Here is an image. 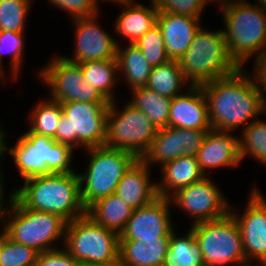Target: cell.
<instances>
[{
	"instance_id": "33",
	"label": "cell",
	"mask_w": 266,
	"mask_h": 266,
	"mask_svg": "<svg viewBox=\"0 0 266 266\" xmlns=\"http://www.w3.org/2000/svg\"><path fill=\"white\" fill-rule=\"evenodd\" d=\"M261 119L250 122L238 133L239 150L242 161L252 157L261 166H266V121Z\"/></svg>"
},
{
	"instance_id": "20",
	"label": "cell",
	"mask_w": 266,
	"mask_h": 266,
	"mask_svg": "<svg viewBox=\"0 0 266 266\" xmlns=\"http://www.w3.org/2000/svg\"><path fill=\"white\" fill-rule=\"evenodd\" d=\"M137 1L122 0L115 4L121 8V11L115 17L112 28L114 36H117L115 38L117 45L122 42V39H117L118 37L123 38L126 41L125 44H134L156 24L158 12L152 0H148L150 1L148 5Z\"/></svg>"
},
{
	"instance_id": "32",
	"label": "cell",
	"mask_w": 266,
	"mask_h": 266,
	"mask_svg": "<svg viewBox=\"0 0 266 266\" xmlns=\"http://www.w3.org/2000/svg\"><path fill=\"white\" fill-rule=\"evenodd\" d=\"M187 229L185 234H178L176 229L171 233L164 266H205L193 231Z\"/></svg>"
},
{
	"instance_id": "43",
	"label": "cell",
	"mask_w": 266,
	"mask_h": 266,
	"mask_svg": "<svg viewBox=\"0 0 266 266\" xmlns=\"http://www.w3.org/2000/svg\"><path fill=\"white\" fill-rule=\"evenodd\" d=\"M248 1L249 0H209L210 5L215 2L213 5L216 4L218 6L216 8H221L226 5L233 4V3H241V2H248Z\"/></svg>"
},
{
	"instance_id": "19",
	"label": "cell",
	"mask_w": 266,
	"mask_h": 266,
	"mask_svg": "<svg viewBox=\"0 0 266 266\" xmlns=\"http://www.w3.org/2000/svg\"><path fill=\"white\" fill-rule=\"evenodd\" d=\"M168 126L210 130L208 103L200 85H191L171 99Z\"/></svg>"
},
{
	"instance_id": "4",
	"label": "cell",
	"mask_w": 266,
	"mask_h": 266,
	"mask_svg": "<svg viewBox=\"0 0 266 266\" xmlns=\"http://www.w3.org/2000/svg\"><path fill=\"white\" fill-rule=\"evenodd\" d=\"M251 2L218 8L229 54L240 68L266 53V12Z\"/></svg>"
},
{
	"instance_id": "37",
	"label": "cell",
	"mask_w": 266,
	"mask_h": 266,
	"mask_svg": "<svg viewBox=\"0 0 266 266\" xmlns=\"http://www.w3.org/2000/svg\"><path fill=\"white\" fill-rule=\"evenodd\" d=\"M157 12H171L191 17H204L209 0H152ZM208 5V6H207Z\"/></svg>"
},
{
	"instance_id": "36",
	"label": "cell",
	"mask_w": 266,
	"mask_h": 266,
	"mask_svg": "<svg viewBox=\"0 0 266 266\" xmlns=\"http://www.w3.org/2000/svg\"><path fill=\"white\" fill-rule=\"evenodd\" d=\"M35 249L5 238L0 250V266H27L36 264Z\"/></svg>"
},
{
	"instance_id": "46",
	"label": "cell",
	"mask_w": 266,
	"mask_h": 266,
	"mask_svg": "<svg viewBox=\"0 0 266 266\" xmlns=\"http://www.w3.org/2000/svg\"><path fill=\"white\" fill-rule=\"evenodd\" d=\"M253 2L266 12V0H253Z\"/></svg>"
},
{
	"instance_id": "30",
	"label": "cell",
	"mask_w": 266,
	"mask_h": 266,
	"mask_svg": "<svg viewBox=\"0 0 266 266\" xmlns=\"http://www.w3.org/2000/svg\"><path fill=\"white\" fill-rule=\"evenodd\" d=\"M126 100L134 108L141 110L157 128L168 127L171 99L159 95L151 89L139 87L130 90Z\"/></svg>"
},
{
	"instance_id": "16",
	"label": "cell",
	"mask_w": 266,
	"mask_h": 266,
	"mask_svg": "<svg viewBox=\"0 0 266 266\" xmlns=\"http://www.w3.org/2000/svg\"><path fill=\"white\" fill-rule=\"evenodd\" d=\"M101 13L89 18H75L72 22L74 33V51L72 56L61 54L73 63L116 59L117 43L114 34L107 32L99 19Z\"/></svg>"
},
{
	"instance_id": "15",
	"label": "cell",
	"mask_w": 266,
	"mask_h": 266,
	"mask_svg": "<svg viewBox=\"0 0 266 266\" xmlns=\"http://www.w3.org/2000/svg\"><path fill=\"white\" fill-rule=\"evenodd\" d=\"M251 186L244 211L231 204L230 213L240 227L246 260L266 261V197L258 185Z\"/></svg>"
},
{
	"instance_id": "45",
	"label": "cell",
	"mask_w": 266,
	"mask_h": 266,
	"mask_svg": "<svg viewBox=\"0 0 266 266\" xmlns=\"http://www.w3.org/2000/svg\"><path fill=\"white\" fill-rule=\"evenodd\" d=\"M6 237H7V232H6L5 226L0 221V250Z\"/></svg>"
},
{
	"instance_id": "9",
	"label": "cell",
	"mask_w": 266,
	"mask_h": 266,
	"mask_svg": "<svg viewBox=\"0 0 266 266\" xmlns=\"http://www.w3.org/2000/svg\"><path fill=\"white\" fill-rule=\"evenodd\" d=\"M119 234L88 215L67 222L63 248L83 266L109 264L119 259Z\"/></svg>"
},
{
	"instance_id": "22",
	"label": "cell",
	"mask_w": 266,
	"mask_h": 266,
	"mask_svg": "<svg viewBox=\"0 0 266 266\" xmlns=\"http://www.w3.org/2000/svg\"><path fill=\"white\" fill-rule=\"evenodd\" d=\"M152 168L138 159L119 181L115 194L133 210L154 201L158 195Z\"/></svg>"
},
{
	"instance_id": "21",
	"label": "cell",
	"mask_w": 266,
	"mask_h": 266,
	"mask_svg": "<svg viewBox=\"0 0 266 266\" xmlns=\"http://www.w3.org/2000/svg\"><path fill=\"white\" fill-rule=\"evenodd\" d=\"M202 21L203 17L158 12L156 23L162 30L166 53L170 60L182 58L198 30L204 26Z\"/></svg>"
},
{
	"instance_id": "27",
	"label": "cell",
	"mask_w": 266,
	"mask_h": 266,
	"mask_svg": "<svg viewBox=\"0 0 266 266\" xmlns=\"http://www.w3.org/2000/svg\"><path fill=\"white\" fill-rule=\"evenodd\" d=\"M87 80L109 103L116 101V85H119L117 59L78 63ZM116 87V88H115Z\"/></svg>"
},
{
	"instance_id": "40",
	"label": "cell",
	"mask_w": 266,
	"mask_h": 266,
	"mask_svg": "<svg viewBox=\"0 0 266 266\" xmlns=\"http://www.w3.org/2000/svg\"><path fill=\"white\" fill-rule=\"evenodd\" d=\"M251 71L255 76L266 103V53L252 63Z\"/></svg>"
},
{
	"instance_id": "42",
	"label": "cell",
	"mask_w": 266,
	"mask_h": 266,
	"mask_svg": "<svg viewBox=\"0 0 266 266\" xmlns=\"http://www.w3.org/2000/svg\"><path fill=\"white\" fill-rule=\"evenodd\" d=\"M7 128L5 129V127L3 125H1L0 122V158L5 160V156L7 157V155H9V141L7 142V139L9 135H7Z\"/></svg>"
},
{
	"instance_id": "18",
	"label": "cell",
	"mask_w": 266,
	"mask_h": 266,
	"mask_svg": "<svg viewBox=\"0 0 266 266\" xmlns=\"http://www.w3.org/2000/svg\"><path fill=\"white\" fill-rule=\"evenodd\" d=\"M197 161L205 176L212 170L238 169L242 159L239 150V136L234 132L210 129L197 153ZM216 170V171H215Z\"/></svg>"
},
{
	"instance_id": "2",
	"label": "cell",
	"mask_w": 266,
	"mask_h": 266,
	"mask_svg": "<svg viewBox=\"0 0 266 266\" xmlns=\"http://www.w3.org/2000/svg\"><path fill=\"white\" fill-rule=\"evenodd\" d=\"M21 184L12 190L25 208L57 214L67 222L86 214L80 197L78 171L33 177Z\"/></svg>"
},
{
	"instance_id": "31",
	"label": "cell",
	"mask_w": 266,
	"mask_h": 266,
	"mask_svg": "<svg viewBox=\"0 0 266 266\" xmlns=\"http://www.w3.org/2000/svg\"><path fill=\"white\" fill-rule=\"evenodd\" d=\"M48 97V98H47ZM46 98H39L32 110L27 114L28 129L35 134L50 137L56 141V129L58 122L63 115L62 105L59 101Z\"/></svg>"
},
{
	"instance_id": "28",
	"label": "cell",
	"mask_w": 266,
	"mask_h": 266,
	"mask_svg": "<svg viewBox=\"0 0 266 266\" xmlns=\"http://www.w3.org/2000/svg\"><path fill=\"white\" fill-rule=\"evenodd\" d=\"M26 32L0 31V85L9 83H16L23 68V61H25L26 51ZM9 56V73L6 72L3 62L4 55ZM25 54V55H24ZM24 58V60H23ZM8 75V77H7ZM7 81V82H6Z\"/></svg>"
},
{
	"instance_id": "29",
	"label": "cell",
	"mask_w": 266,
	"mask_h": 266,
	"mask_svg": "<svg viewBox=\"0 0 266 266\" xmlns=\"http://www.w3.org/2000/svg\"><path fill=\"white\" fill-rule=\"evenodd\" d=\"M191 84L185 79L179 60H169L166 63L152 67L146 87L161 96L172 99L180 95Z\"/></svg>"
},
{
	"instance_id": "8",
	"label": "cell",
	"mask_w": 266,
	"mask_h": 266,
	"mask_svg": "<svg viewBox=\"0 0 266 266\" xmlns=\"http://www.w3.org/2000/svg\"><path fill=\"white\" fill-rule=\"evenodd\" d=\"M63 115L56 129V142L80 148L104 146L109 103H61Z\"/></svg>"
},
{
	"instance_id": "13",
	"label": "cell",
	"mask_w": 266,
	"mask_h": 266,
	"mask_svg": "<svg viewBox=\"0 0 266 266\" xmlns=\"http://www.w3.org/2000/svg\"><path fill=\"white\" fill-rule=\"evenodd\" d=\"M211 176L176 190L168 198L174 209L183 211L190 225L216 220L230 213L231 203Z\"/></svg>"
},
{
	"instance_id": "11",
	"label": "cell",
	"mask_w": 266,
	"mask_h": 266,
	"mask_svg": "<svg viewBox=\"0 0 266 266\" xmlns=\"http://www.w3.org/2000/svg\"><path fill=\"white\" fill-rule=\"evenodd\" d=\"M124 104L120 107L118 100L109 103L104 146L129 151L140 159L158 128L141 110L128 102Z\"/></svg>"
},
{
	"instance_id": "24",
	"label": "cell",
	"mask_w": 266,
	"mask_h": 266,
	"mask_svg": "<svg viewBox=\"0 0 266 266\" xmlns=\"http://www.w3.org/2000/svg\"><path fill=\"white\" fill-rule=\"evenodd\" d=\"M119 82L125 83L129 90L145 87L152 67L134 44L117 45Z\"/></svg>"
},
{
	"instance_id": "10",
	"label": "cell",
	"mask_w": 266,
	"mask_h": 266,
	"mask_svg": "<svg viewBox=\"0 0 266 266\" xmlns=\"http://www.w3.org/2000/svg\"><path fill=\"white\" fill-rule=\"evenodd\" d=\"M189 228L205 266H239L246 261L240 227L231 213Z\"/></svg>"
},
{
	"instance_id": "48",
	"label": "cell",
	"mask_w": 266,
	"mask_h": 266,
	"mask_svg": "<svg viewBox=\"0 0 266 266\" xmlns=\"http://www.w3.org/2000/svg\"><path fill=\"white\" fill-rule=\"evenodd\" d=\"M97 1V3L99 4V5H101V4H103L102 3V1L103 0H96ZM107 3L109 2V3H112V4H117V3H119V2H121L120 0H105ZM101 2V3H100Z\"/></svg>"
},
{
	"instance_id": "26",
	"label": "cell",
	"mask_w": 266,
	"mask_h": 266,
	"mask_svg": "<svg viewBox=\"0 0 266 266\" xmlns=\"http://www.w3.org/2000/svg\"><path fill=\"white\" fill-rule=\"evenodd\" d=\"M132 213L133 209L115 193L97 200L86 209V215L94 222L119 235Z\"/></svg>"
},
{
	"instance_id": "41",
	"label": "cell",
	"mask_w": 266,
	"mask_h": 266,
	"mask_svg": "<svg viewBox=\"0 0 266 266\" xmlns=\"http://www.w3.org/2000/svg\"><path fill=\"white\" fill-rule=\"evenodd\" d=\"M2 161H5L3 159L0 158V205L4 204L5 202H7L9 199H11L13 197V190H8L10 192H8V196H7V188L5 190V185H6V178H4V171H2L4 166L2 164ZM5 180V181H4Z\"/></svg>"
},
{
	"instance_id": "3",
	"label": "cell",
	"mask_w": 266,
	"mask_h": 266,
	"mask_svg": "<svg viewBox=\"0 0 266 266\" xmlns=\"http://www.w3.org/2000/svg\"><path fill=\"white\" fill-rule=\"evenodd\" d=\"M0 221L9 239L39 253L63 247L67 221L57 214L25 208L14 196L0 205Z\"/></svg>"
},
{
	"instance_id": "44",
	"label": "cell",
	"mask_w": 266,
	"mask_h": 266,
	"mask_svg": "<svg viewBox=\"0 0 266 266\" xmlns=\"http://www.w3.org/2000/svg\"><path fill=\"white\" fill-rule=\"evenodd\" d=\"M239 266H266V261H262V260H246Z\"/></svg>"
},
{
	"instance_id": "14",
	"label": "cell",
	"mask_w": 266,
	"mask_h": 266,
	"mask_svg": "<svg viewBox=\"0 0 266 266\" xmlns=\"http://www.w3.org/2000/svg\"><path fill=\"white\" fill-rule=\"evenodd\" d=\"M171 208L169 198L158 196L151 203L134 209L119 235L120 240L170 241L171 233L177 229Z\"/></svg>"
},
{
	"instance_id": "1",
	"label": "cell",
	"mask_w": 266,
	"mask_h": 266,
	"mask_svg": "<svg viewBox=\"0 0 266 266\" xmlns=\"http://www.w3.org/2000/svg\"><path fill=\"white\" fill-rule=\"evenodd\" d=\"M249 71L239 68L231 75L200 85L207 99L212 129L236 133L266 114L261 89Z\"/></svg>"
},
{
	"instance_id": "7",
	"label": "cell",
	"mask_w": 266,
	"mask_h": 266,
	"mask_svg": "<svg viewBox=\"0 0 266 266\" xmlns=\"http://www.w3.org/2000/svg\"><path fill=\"white\" fill-rule=\"evenodd\" d=\"M84 153L88 165L78 175L82 205L87 209L97 200L114 194L123 175L139 158L129 151L106 146L88 148Z\"/></svg>"
},
{
	"instance_id": "6",
	"label": "cell",
	"mask_w": 266,
	"mask_h": 266,
	"mask_svg": "<svg viewBox=\"0 0 266 266\" xmlns=\"http://www.w3.org/2000/svg\"><path fill=\"white\" fill-rule=\"evenodd\" d=\"M179 63L191 85L226 77L240 68L229 54L222 27L210 30L202 26Z\"/></svg>"
},
{
	"instance_id": "12",
	"label": "cell",
	"mask_w": 266,
	"mask_h": 266,
	"mask_svg": "<svg viewBox=\"0 0 266 266\" xmlns=\"http://www.w3.org/2000/svg\"><path fill=\"white\" fill-rule=\"evenodd\" d=\"M46 64L37 70L35 76L40 83L49 88L46 90L51 99L60 103H109L87 80H84L83 71L78 63L68 61L61 54H54Z\"/></svg>"
},
{
	"instance_id": "5",
	"label": "cell",
	"mask_w": 266,
	"mask_h": 266,
	"mask_svg": "<svg viewBox=\"0 0 266 266\" xmlns=\"http://www.w3.org/2000/svg\"><path fill=\"white\" fill-rule=\"evenodd\" d=\"M17 137L8 156L21 181L53 173L76 172L73 166L76 153L69 145L32 133L28 128Z\"/></svg>"
},
{
	"instance_id": "17",
	"label": "cell",
	"mask_w": 266,
	"mask_h": 266,
	"mask_svg": "<svg viewBox=\"0 0 266 266\" xmlns=\"http://www.w3.org/2000/svg\"><path fill=\"white\" fill-rule=\"evenodd\" d=\"M209 130L158 128L148 150L140 158L150 167H161L181 156H197Z\"/></svg>"
},
{
	"instance_id": "23",
	"label": "cell",
	"mask_w": 266,
	"mask_h": 266,
	"mask_svg": "<svg viewBox=\"0 0 266 266\" xmlns=\"http://www.w3.org/2000/svg\"><path fill=\"white\" fill-rule=\"evenodd\" d=\"M156 180L157 195L168 198L176 190L198 182L205 177L196 156H181L162 165Z\"/></svg>"
},
{
	"instance_id": "34",
	"label": "cell",
	"mask_w": 266,
	"mask_h": 266,
	"mask_svg": "<svg viewBox=\"0 0 266 266\" xmlns=\"http://www.w3.org/2000/svg\"><path fill=\"white\" fill-rule=\"evenodd\" d=\"M33 0H0V31L25 32Z\"/></svg>"
},
{
	"instance_id": "39",
	"label": "cell",
	"mask_w": 266,
	"mask_h": 266,
	"mask_svg": "<svg viewBox=\"0 0 266 266\" xmlns=\"http://www.w3.org/2000/svg\"><path fill=\"white\" fill-rule=\"evenodd\" d=\"M36 266H83L78 263L63 247L40 252L37 255Z\"/></svg>"
},
{
	"instance_id": "35",
	"label": "cell",
	"mask_w": 266,
	"mask_h": 266,
	"mask_svg": "<svg viewBox=\"0 0 266 266\" xmlns=\"http://www.w3.org/2000/svg\"><path fill=\"white\" fill-rule=\"evenodd\" d=\"M134 45L141 50L151 67L158 66L170 60L166 53L162 30L157 23L138 39Z\"/></svg>"
},
{
	"instance_id": "47",
	"label": "cell",
	"mask_w": 266,
	"mask_h": 266,
	"mask_svg": "<svg viewBox=\"0 0 266 266\" xmlns=\"http://www.w3.org/2000/svg\"><path fill=\"white\" fill-rule=\"evenodd\" d=\"M91 266H123V264L119 260H117L109 264H100V265H91Z\"/></svg>"
},
{
	"instance_id": "38",
	"label": "cell",
	"mask_w": 266,
	"mask_h": 266,
	"mask_svg": "<svg viewBox=\"0 0 266 266\" xmlns=\"http://www.w3.org/2000/svg\"><path fill=\"white\" fill-rule=\"evenodd\" d=\"M50 7H57L66 16H69V20L75 18H89L101 13V5L96 0H47Z\"/></svg>"
},
{
	"instance_id": "25",
	"label": "cell",
	"mask_w": 266,
	"mask_h": 266,
	"mask_svg": "<svg viewBox=\"0 0 266 266\" xmlns=\"http://www.w3.org/2000/svg\"><path fill=\"white\" fill-rule=\"evenodd\" d=\"M169 242L120 240L118 260L123 266H164Z\"/></svg>"
}]
</instances>
